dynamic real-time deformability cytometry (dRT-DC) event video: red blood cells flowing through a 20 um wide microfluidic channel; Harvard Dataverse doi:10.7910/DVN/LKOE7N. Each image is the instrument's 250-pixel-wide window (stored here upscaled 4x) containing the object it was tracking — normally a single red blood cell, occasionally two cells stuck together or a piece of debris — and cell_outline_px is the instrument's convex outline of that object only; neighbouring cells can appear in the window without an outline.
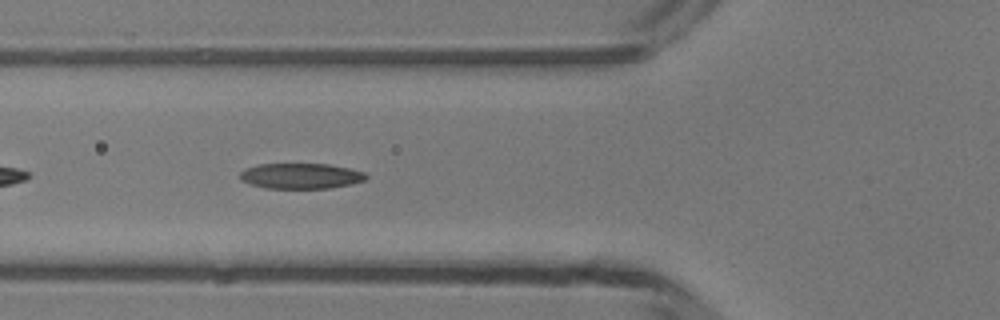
{"species": "common noctule bat (a hibernating species)", "species_latin": "Nyctalus noctula", "temperature_condition": "room temperature", "stored_images_in_passage": 14, "camera_frame_rate_fps": 3000, "um_per_image_px": 0.085, "animal": {"sex": "male", "body_mass_g": 13.3}, "frame": {"image": 1, "passage_image": 5, "time_ms": 1.333, "image_size_px": [1000, 320], "cell_outline_px": [[368, 176], [364, 180], [352, 184], [328, 188], [268, 188], [252, 184], [240, 180], [240, 172], [256, 164], [328, 164], [348, 168], [364, 172]], "centroid_in_image_um": [25.58, 14.95], "position_along_channel_um": 100.2, "area_um2": 18.55}}
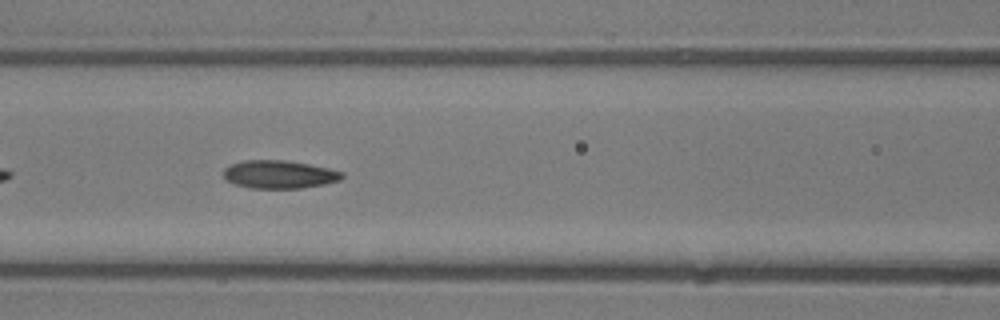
{"frame": {"image": 2, "passage_image": 8, "time_ms": 2.333, "image_size_px": [1000, 320], "cell_outline_px": [[344, 176], [340, 180], [324, 184], [300, 188], [252, 188], [236, 184], [228, 180], [224, 176], [224, 168], [232, 164], [244, 160], [284, 160], [308, 164], [328, 168], [344, 172]], "centroid_in_image_um": [23.76, 14.82], "position_along_channel_um": 142.8, "area_um2": 19.19}}